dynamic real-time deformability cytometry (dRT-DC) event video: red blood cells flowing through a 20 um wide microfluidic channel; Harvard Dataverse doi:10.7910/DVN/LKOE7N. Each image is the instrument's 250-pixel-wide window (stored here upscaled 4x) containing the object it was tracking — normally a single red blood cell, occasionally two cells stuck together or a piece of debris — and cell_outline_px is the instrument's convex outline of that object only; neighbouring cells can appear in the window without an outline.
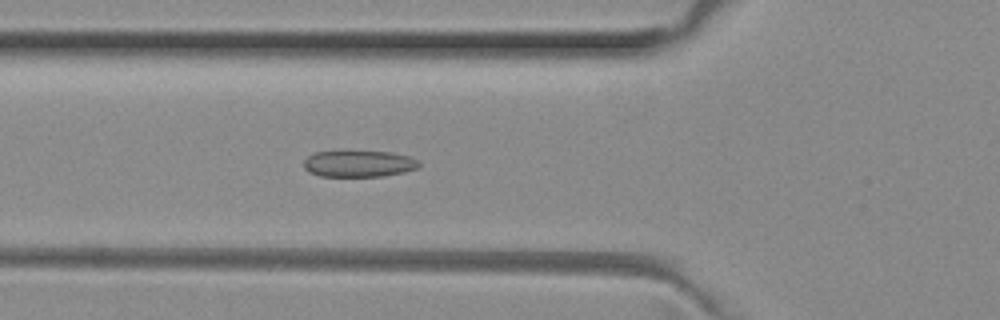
{"species": "common noctule bat (a hibernating species)", "species_latin": "Nyctalus noctula", "temperature_condition": "room temperature", "stored_images_in_passage": 50, "camera_frame_rate_fps": 3000, "um_per_image_px": 0.085, "animal": {"sex": "female", "body_mass_g": 29.2, "forearm_length_mm": 56.3}, "frame": {"image": 1, "passage_image": 17, "time_ms": 5.333, "image_size_px": [1000, 320], "cell_outline_px": [[420, 168], [404, 172], [380, 176], [320, 176], [308, 172], [304, 168], [304, 160], [308, 156], [316, 152], [392, 152], [408, 156], [420, 160]], "centroid_in_image_um": [30.53, 13.92], "position_along_channel_um": 95.3, "area_um2": 17.69}}
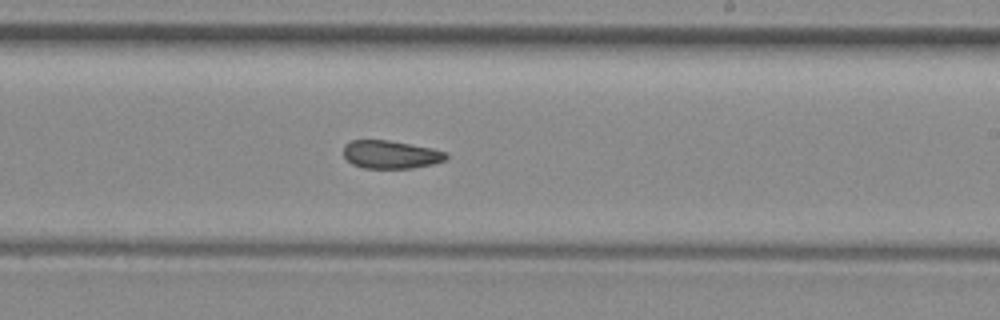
{"frame": {"image": 2, "passage_image": 29, "time_ms": 9.333, "image_size_px": [1000, 320], "cell_outline_px": [[448, 160], [432, 164], [412, 168], [364, 168], [352, 164], [344, 156], [344, 144], [352, 140], [388, 140], [432, 148], [448, 152]], "centroid_in_image_um": [33.24, 13.13], "position_along_channel_um": 255.8, "area_um2": 16.88}}
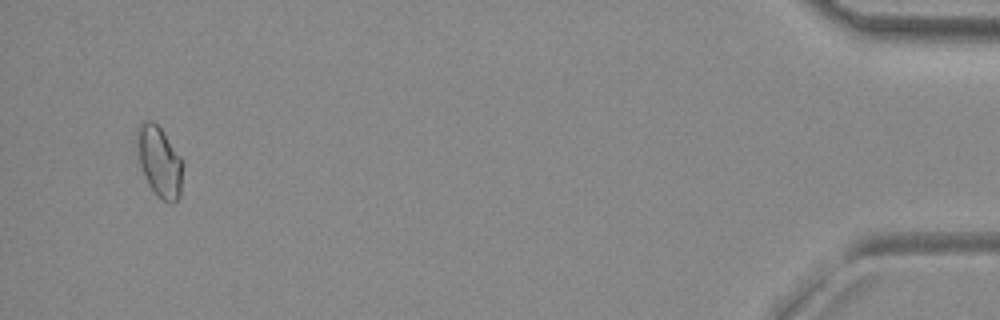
{"frame": {"image": 3, "passage_image": 48, "time_ms": 15.667, "image_size_px": [1000, 320], "cell_outline_px": [[184, 164], [180, 196], [172, 204], [164, 200], [148, 184], [140, 164], [136, 144], [136, 132], [140, 124], [144, 120], [152, 120], [160, 128], [184, 160]], "centroid_in_image_um": [13.57, 13.7], "position_along_channel_um": 421.6, "area_um2": 18.84}, "authors_computed_cell_mechanics": {"area_um2": 17.918, "velocity_mm_per_s": 4.0041, "shape_relaxation_time_tau1_ms": null, "shape_relaxation_time_tau2_ms": 2.2218, "deformation_change_tau1": null, "deformation_change_tau2": 0.0691}}